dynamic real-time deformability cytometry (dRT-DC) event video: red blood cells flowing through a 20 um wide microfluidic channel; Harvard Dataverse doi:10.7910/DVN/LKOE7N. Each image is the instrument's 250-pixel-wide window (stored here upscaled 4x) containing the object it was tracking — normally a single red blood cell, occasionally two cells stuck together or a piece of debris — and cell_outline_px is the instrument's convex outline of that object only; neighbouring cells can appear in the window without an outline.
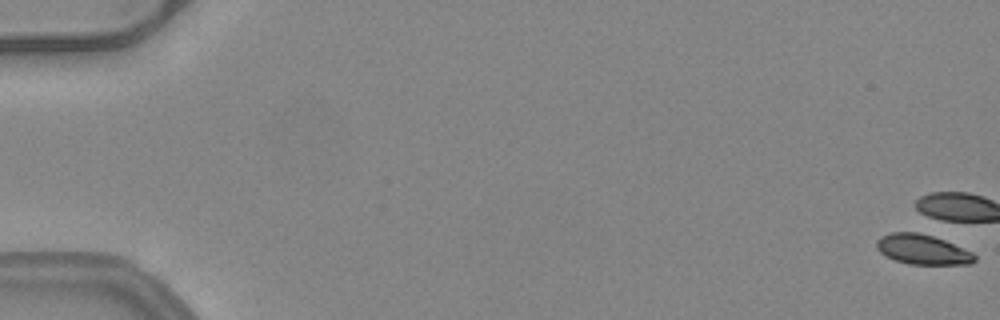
{"species": "common noctule bat (a hibernating species)", "species_latin": "Nyctalus noctula", "temperature_condition": "warm", "stored_images_in_passage": 1, "camera_frame_rate_fps": 3000, "um_per_image_px": 0.085, "animal": {"sex": "female", "body_mass_g": 24.6, "forearm_length_mm": 56.2}, "frame": {"image": 1, "passage_image": 1, "time_ms": 0.0, "image_size_px": [1000, 320], "cell_outline_px": [[976, 260], [972, 264], [908, 264], [896, 260], [880, 252], [876, 248], [876, 240], [880, 236], [892, 232], [916, 232], [932, 236], [944, 240], [972, 252], [976, 256]], "centroid_in_image_um": [78.41, 21.2], "position_along_channel_um": 6.6, "area_um2": 16.99}}